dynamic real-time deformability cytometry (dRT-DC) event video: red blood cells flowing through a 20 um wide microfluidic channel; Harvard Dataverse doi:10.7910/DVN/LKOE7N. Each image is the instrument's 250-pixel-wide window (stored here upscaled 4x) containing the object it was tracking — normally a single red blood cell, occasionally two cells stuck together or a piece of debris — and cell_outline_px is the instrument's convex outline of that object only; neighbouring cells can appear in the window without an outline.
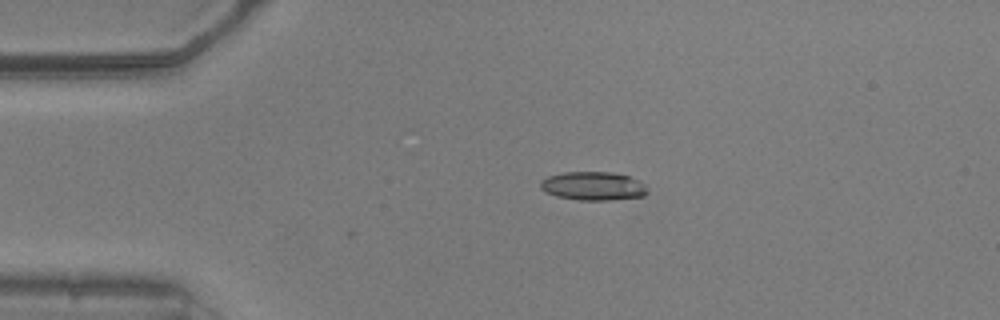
{"species": "common noctule bat (a hibernating species)", "species_latin": "Nyctalus noctula", "temperature_condition": "warm", "stored_images_in_passage": 2, "camera_frame_rate_fps": 3000, "um_per_image_px": 0.085, "animal": {"sex": "male", "body_mass_g": 20.5, "forearm_length_mm": 52.5}, "frame": {"image": 1, "passage_image": 2, "time_ms": 0.333, "image_size_px": [1000, 320], "cell_outline_px": [[648, 192], [644, 196], [608, 200], [580, 200], [556, 196], [544, 192], [540, 188], [540, 180], [548, 176], [564, 172], [612, 172], [628, 176], [644, 184], [648, 188]], "centroid_in_image_um": [50.39, 15.81], "position_along_channel_um": 34.6, "area_um2": 17.86}}